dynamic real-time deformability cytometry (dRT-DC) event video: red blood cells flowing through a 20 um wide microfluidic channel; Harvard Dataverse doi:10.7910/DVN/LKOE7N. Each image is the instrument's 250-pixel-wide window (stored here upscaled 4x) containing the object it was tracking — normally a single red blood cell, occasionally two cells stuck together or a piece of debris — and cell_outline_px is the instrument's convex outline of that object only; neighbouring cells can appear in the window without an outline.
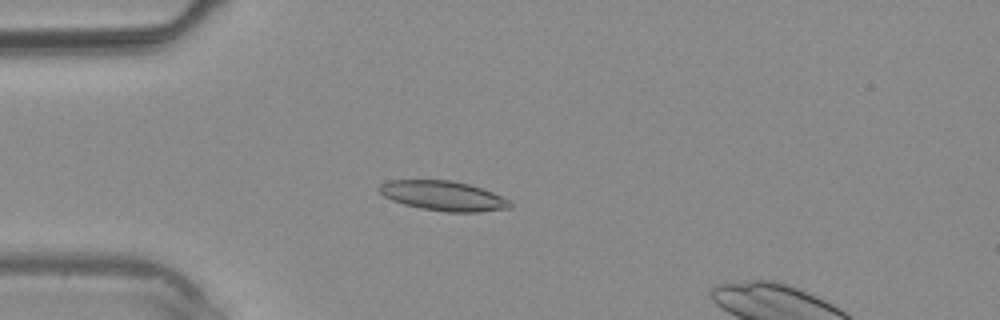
{"species": "common noctule bat (a hibernating species)", "species_latin": "Nyctalus noctula", "temperature_condition": "warm", "stored_images_in_passage": 35, "camera_frame_rate_fps": 3000, "um_per_image_px": 0.085, "animal": {"sex": "male", "body_mass_g": 20.4}, "frame": {"image": 1, "passage_image": 9, "time_ms": 2.667, "image_size_px": [1000, 320], "cell_outline_px": [[512, 204], [508, 208], [480, 212], [448, 212], [420, 208], [404, 204], [392, 200], [384, 196], [380, 192], [380, 184], [388, 180], [452, 180], [468, 184], [492, 192], [508, 200]], "centroid_in_image_um": [37.65, 16.64], "position_along_channel_um": 47.3, "area_um2": 22.43}}
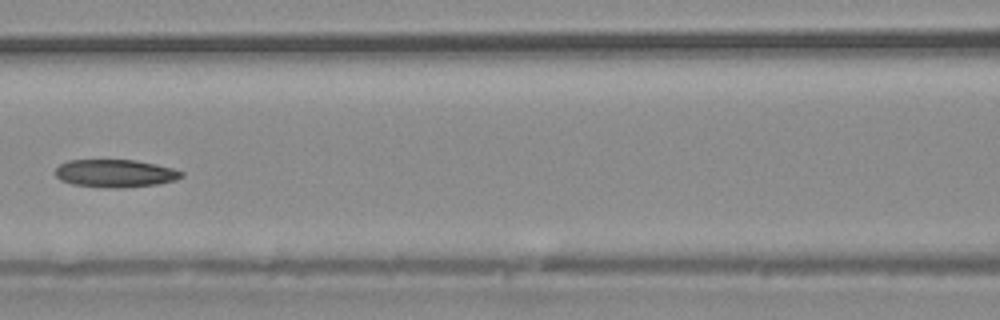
{"frame": {"image": 2, "passage_image": 16, "time_ms": 5.0, "image_size_px": [1000, 320], "cell_outline_px": [[184, 176], [176, 180], [156, 184], [124, 188], [116, 188], [72, 184], [60, 180], [56, 176], [56, 168], [60, 164], [68, 160], [136, 160], [156, 164], [172, 168], [184, 172]], "centroid_in_image_um": [9.81, 14.73], "position_along_channel_um": 156.8, "area_um2": 20.4}}
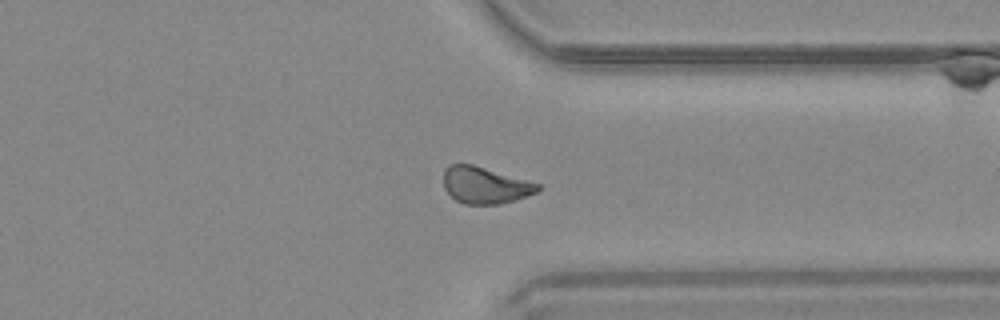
{"frame": {"image": 3, "passage_image": 28, "time_ms": 9.0, "image_size_px": [1000, 320], "cell_outline_px": [[540, 188], [536, 192], [516, 200], [500, 204], [464, 204], [456, 200], [444, 188], [444, 168], [448, 164], [472, 164], [540, 184]], "centroid_in_image_um": [41.21, 15.74], "position_along_channel_um": 370.2, "area_um2": 20.0}}